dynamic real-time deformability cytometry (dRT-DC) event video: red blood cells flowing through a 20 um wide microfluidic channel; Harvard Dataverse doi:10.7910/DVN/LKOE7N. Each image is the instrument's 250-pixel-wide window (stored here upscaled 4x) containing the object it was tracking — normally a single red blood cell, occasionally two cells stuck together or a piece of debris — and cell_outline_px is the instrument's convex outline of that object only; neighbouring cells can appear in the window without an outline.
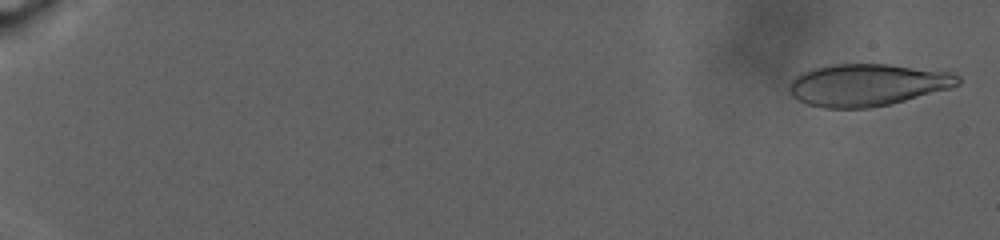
{"species": "human", "species_latin": "Homo sapiens", "temperature_condition": "warm", "stored_images_in_passage": 137, "camera_frame_rate_fps": 3000, "um_per_image_px": 0.085, "donor": {"sex": "male"}, "frame": {"image": 1, "passage_image": 3, "time_ms": 0.667, "image_size_px": [1000, 240], "cell_outline_px": [[960, 84], [948, 88], [904, 100], [888, 104], [868, 108], [824, 108], [808, 104], [792, 96], [788, 88], [792, 80], [796, 76], [812, 68], [832, 64], [888, 64], [952, 72], [960, 76]], "centroid_in_image_um": [73.7, 7.2], "position_along_channel_um": 11.3, "area_um2": 41.1}}
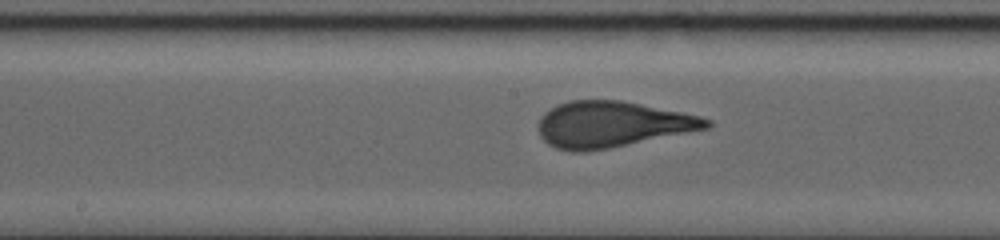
{"frame": {"image": 2, "passage_image": 79, "time_ms": 18.667, "image_size_px": [1000, 240], "cell_outline_px": [[712, 124], [708, 128], [608, 148], [584, 152], [572, 152], [556, 148], [548, 144], [540, 136], [536, 124], [540, 116], [544, 112], [568, 100], [620, 100], [700, 116], [712, 120]], "centroid_in_image_um": [51.96, 10.57], "position_along_channel_um": 196.2, "area_um2": 44.8}}
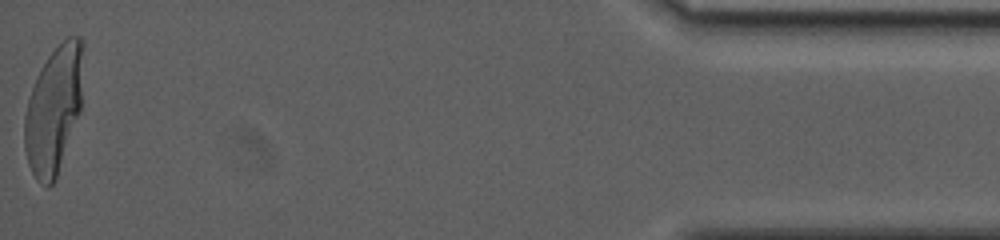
{"frame": {"image": 3, "passage_image": 137, "time_ms": 32.333, "image_size_px": [1000, 240], "cell_outline_px": [[84, 44], [80, 112], [56, 176], [52, 184], [48, 188], [44, 188], [36, 180], [28, 164], [24, 148], [24, 116], [28, 100], [36, 76], [48, 56], [68, 36], [80, 36]], "centroid_in_image_um": [4.56, 9.32], "position_along_channel_um": 430.6, "area_um2": 43.47}}